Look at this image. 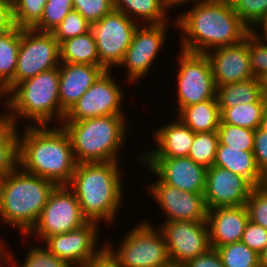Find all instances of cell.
<instances>
[{
    "mask_svg": "<svg viewBox=\"0 0 267 267\" xmlns=\"http://www.w3.org/2000/svg\"><path fill=\"white\" fill-rule=\"evenodd\" d=\"M73 8L89 23L97 22L114 9V0H73Z\"/></svg>",
    "mask_w": 267,
    "mask_h": 267,
    "instance_id": "cell-41",
    "label": "cell"
},
{
    "mask_svg": "<svg viewBox=\"0 0 267 267\" xmlns=\"http://www.w3.org/2000/svg\"><path fill=\"white\" fill-rule=\"evenodd\" d=\"M217 134L218 142L221 145L244 151L254 150L255 130L227 124L221 120Z\"/></svg>",
    "mask_w": 267,
    "mask_h": 267,
    "instance_id": "cell-34",
    "label": "cell"
},
{
    "mask_svg": "<svg viewBox=\"0 0 267 267\" xmlns=\"http://www.w3.org/2000/svg\"><path fill=\"white\" fill-rule=\"evenodd\" d=\"M177 116L195 133L217 131L221 121V112L216 97L186 106L177 113Z\"/></svg>",
    "mask_w": 267,
    "mask_h": 267,
    "instance_id": "cell-24",
    "label": "cell"
},
{
    "mask_svg": "<svg viewBox=\"0 0 267 267\" xmlns=\"http://www.w3.org/2000/svg\"><path fill=\"white\" fill-rule=\"evenodd\" d=\"M154 132L156 147L148 150L140 158H175L188 156L195 132L179 118L167 123Z\"/></svg>",
    "mask_w": 267,
    "mask_h": 267,
    "instance_id": "cell-22",
    "label": "cell"
},
{
    "mask_svg": "<svg viewBox=\"0 0 267 267\" xmlns=\"http://www.w3.org/2000/svg\"><path fill=\"white\" fill-rule=\"evenodd\" d=\"M214 166L238 174L253 187H259L263 184L264 174L257 166L253 151L235 149L218 143Z\"/></svg>",
    "mask_w": 267,
    "mask_h": 267,
    "instance_id": "cell-23",
    "label": "cell"
},
{
    "mask_svg": "<svg viewBox=\"0 0 267 267\" xmlns=\"http://www.w3.org/2000/svg\"><path fill=\"white\" fill-rule=\"evenodd\" d=\"M60 61L73 64L100 65L95 37L90 33L60 43Z\"/></svg>",
    "mask_w": 267,
    "mask_h": 267,
    "instance_id": "cell-27",
    "label": "cell"
},
{
    "mask_svg": "<svg viewBox=\"0 0 267 267\" xmlns=\"http://www.w3.org/2000/svg\"><path fill=\"white\" fill-rule=\"evenodd\" d=\"M166 1V5L168 7V9H171L172 7H178L179 5L182 6L183 4H187V3H191L193 2L192 4H197V3H200V2H205V1H208V0H165Z\"/></svg>",
    "mask_w": 267,
    "mask_h": 267,
    "instance_id": "cell-48",
    "label": "cell"
},
{
    "mask_svg": "<svg viewBox=\"0 0 267 267\" xmlns=\"http://www.w3.org/2000/svg\"><path fill=\"white\" fill-rule=\"evenodd\" d=\"M105 71L100 65L61 62L59 65L61 109L67 113Z\"/></svg>",
    "mask_w": 267,
    "mask_h": 267,
    "instance_id": "cell-20",
    "label": "cell"
},
{
    "mask_svg": "<svg viewBox=\"0 0 267 267\" xmlns=\"http://www.w3.org/2000/svg\"><path fill=\"white\" fill-rule=\"evenodd\" d=\"M259 26H261L262 29H260ZM255 27L256 28H253L251 30L253 32V34L256 35L260 40L267 42V15L258 24H256ZM257 28H259L263 32L262 33L258 32ZM256 29H257V31H256Z\"/></svg>",
    "mask_w": 267,
    "mask_h": 267,
    "instance_id": "cell-47",
    "label": "cell"
},
{
    "mask_svg": "<svg viewBox=\"0 0 267 267\" xmlns=\"http://www.w3.org/2000/svg\"><path fill=\"white\" fill-rule=\"evenodd\" d=\"M84 267H122V266L105 248L97 257L93 258Z\"/></svg>",
    "mask_w": 267,
    "mask_h": 267,
    "instance_id": "cell-46",
    "label": "cell"
},
{
    "mask_svg": "<svg viewBox=\"0 0 267 267\" xmlns=\"http://www.w3.org/2000/svg\"><path fill=\"white\" fill-rule=\"evenodd\" d=\"M114 79L112 71L106 70L65 114L63 121L125 115L122 109L125 93Z\"/></svg>",
    "mask_w": 267,
    "mask_h": 267,
    "instance_id": "cell-12",
    "label": "cell"
},
{
    "mask_svg": "<svg viewBox=\"0 0 267 267\" xmlns=\"http://www.w3.org/2000/svg\"><path fill=\"white\" fill-rule=\"evenodd\" d=\"M177 57L180 65L176 75V114L191 104L214 99L217 91L211 63L206 54L181 50Z\"/></svg>",
    "mask_w": 267,
    "mask_h": 267,
    "instance_id": "cell-9",
    "label": "cell"
},
{
    "mask_svg": "<svg viewBox=\"0 0 267 267\" xmlns=\"http://www.w3.org/2000/svg\"><path fill=\"white\" fill-rule=\"evenodd\" d=\"M253 154L261 172L267 174V121L255 130Z\"/></svg>",
    "mask_w": 267,
    "mask_h": 267,
    "instance_id": "cell-43",
    "label": "cell"
},
{
    "mask_svg": "<svg viewBox=\"0 0 267 267\" xmlns=\"http://www.w3.org/2000/svg\"><path fill=\"white\" fill-rule=\"evenodd\" d=\"M4 238L0 239V266L3 264L4 261Z\"/></svg>",
    "mask_w": 267,
    "mask_h": 267,
    "instance_id": "cell-51",
    "label": "cell"
},
{
    "mask_svg": "<svg viewBox=\"0 0 267 267\" xmlns=\"http://www.w3.org/2000/svg\"><path fill=\"white\" fill-rule=\"evenodd\" d=\"M183 267H224L216 249L210 248L194 259L187 261Z\"/></svg>",
    "mask_w": 267,
    "mask_h": 267,
    "instance_id": "cell-44",
    "label": "cell"
},
{
    "mask_svg": "<svg viewBox=\"0 0 267 267\" xmlns=\"http://www.w3.org/2000/svg\"><path fill=\"white\" fill-rule=\"evenodd\" d=\"M233 10L252 30L267 15V0H230Z\"/></svg>",
    "mask_w": 267,
    "mask_h": 267,
    "instance_id": "cell-37",
    "label": "cell"
},
{
    "mask_svg": "<svg viewBox=\"0 0 267 267\" xmlns=\"http://www.w3.org/2000/svg\"><path fill=\"white\" fill-rule=\"evenodd\" d=\"M241 241L260 255L267 247V229L249 220Z\"/></svg>",
    "mask_w": 267,
    "mask_h": 267,
    "instance_id": "cell-42",
    "label": "cell"
},
{
    "mask_svg": "<svg viewBox=\"0 0 267 267\" xmlns=\"http://www.w3.org/2000/svg\"><path fill=\"white\" fill-rule=\"evenodd\" d=\"M167 267H183V265L170 264V265L167 266Z\"/></svg>",
    "mask_w": 267,
    "mask_h": 267,
    "instance_id": "cell-53",
    "label": "cell"
},
{
    "mask_svg": "<svg viewBox=\"0 0 267 267\" xmlns=\"http://www.w3.org/2000/svg\"><path fill=\"white\" fill-rule=\"evenodd\" d=\"M127 233L116 249L111 242H105L106 249L122 267H167L171 264L164 235L151 222L142 220Z\"/></svg>",
    "mask_w": 267,
    "mask_h": 267,
    "instance_id": "cell-7",
    "label": "cell"
},
{
    "mask_svg": "<svg viewBox=\"0 0 267 267\" xmlns=\"http://www.w3.org/2000/svg\"><path fill=\"white\" fill-rule=\"evenodd\" d=\"M87 222L74 192L67 185H59L50 194L40 218L28 236L36 234V238L43 242L49 236L67 233Z\"/></svg>",
    "mask_w": 267,
    "mask_h": 267,
    "instance_id": "cell-11",
    "label": "cell"
},
{
    "mask_svg": "<svg viewBox=\"0 0 267 267\" xmlns=\"http://www.w3.org/2000/svg\"><path fill=\"white\" fill-rule=\"evenodd\" d=\"M114 9L139 23H169L168 7L165 0H114Z\"/></svg>",
    "mask_w": 267,
    "mask_h": 267,
    "instance_id": "cell-25",
    "label": "cell"
},
{
    "mask_svg": "<svg viewBox=\"0 0 267 267\" xmlns=\"http://www.w3.org/2000/svg\"><path fill=\"white\" fill-rule=\"evenodd\" d=\"M59 81L56 67L16 84L3 97L4 114L16 127L21 126L19 119L23 118L27 120L24 126L50 125L54 119L61 124L66 113L60 106Z\"/></svg>",
    "mask_w": 267,
    "mask_h": 267,
    "instance_id": "cell-4",
    "label": "cell"
},
{
    "mask_svg": "<svg viewBox=\"0 0 267 267\" xmlns=\"http://www.w3.org/2000/svg\"><path fill=\"white\" fill-rule=\"evenodd\" d=\"M90 23L76 10H71L51 32L59 43L89 32Z\"/></svg>",
    "mask_w": 267,
    "mask_h": 267,
    "instance_id": "cell-38",
    "label": "cell"
},
{
    "mask_svg": "<svg viewBox=\"0 0 267 267\" xmlns=\"http://www.w3.org/2000/svg\"><path fill=\"white\" fill-rule=\"evenodd\" d=\"M23 129L24 133L18 134V166L57 186L68 185L77 163L63 127L30 125Z\"/></svg>",
    "mask_w": 267,
    "mask_h": 267,
    "instance_id": "cell-2",
    "label": "cell"
},
{
    "mask_svg": "<svg viewBox=\"0 0 267 267\" xmlns=\"http://www.w3.org/2000/svg\"><path fill=\"white\" fill-rule=\"evenodd\" d=\"M139 159L162 183L189 193L204 194L207 169L188 156Z\"/></svg>",
    "mask_w": 267,
    "mask_h": 267,
    "instance_id": "cell-17",
    "label": "cell"
},
{
    "mask_svg": "<svg viewBox=\"0 0 267 267\" xmlns=\"http://www.w3.org/2000/svg\"><path fill=\"white\" fill-rule=\"evenodd\" d=\"M3 115V116H2ZM18 127L0 115V180L18 166Z\"/></svg>",
    "mask_w": 267,
    "mask_h": 267,
    "instance_id": "cell-29",
    "label": "cell"
},
{
    "mask_svg": "<svg viewBox=\"0 0 267 267\" xmlns=\"http://www.w3.org/2000/svg\"><path fill=\"white\" fill-rule=\"evenodd\" d=\"M97 224L88 221L75 230L47 237L42 244L45 242L46 248L53 255L72 267H84L106 248L105 243L101 247L97 245L99 242L97 235L100 230V225Z\"/></svg>",
    "mask_w": 267,
    "mask_h": 267,
    "instance_id": "cell-15",
    "label": "cell"
},
{
    "mask_svg": "<svg viewBox=\"0 0 267 267\" xmlns=\"http://www.w3.org/2000/svg\"><path fill=\"white\" fill-rule=\"evenodd\" d=\"M248 221L245 205L208 210L207 225L211 248L241 241Z\"/></svg>",
    "mask_w": 267,
    "mask_h": 267,
    "instance_id": "cell-21",
    "label": "cell"
},
{
    "mask_svg": "<svg viewBox=\"0 0 267 267\" xmlns=\"http://www.w3.org/2000/svg\"><path fill=\"white\" fill-rule=\"evenodd\" d=\"M47 0H13L16 27L33 29L42 19Z\"/></svg>",
    "mask_w": 267,
    "mask_h": 267,
    "instance_id": "cell-35",
    "label": "cell"
},
{
    "mask_svg": "<svg viewBox=\"0 0 267 267\" xmlns=\"http://www.w3.org/2000/svg\"><path fill=\"white\" fill-rule=\"evenodd\" d=\"M216 98L220 112L241 103H267L260 95L257 78L217 86Z\"/></svg>",
    "mask_w": 267,
    "mask_h": 267,
    "instance_id": "cell-26",
    "label": "cell"
},
{
    "mask_svg": "<svg viewBox=\"0 0 267 267\" xmlns=\"http://www.w3.org/2000/svg\"><path fill=\"white\" fill-rule=\"evenodd\" d=\"M57 185L17 166L0 180V218L27 235L36 225L48 198Z\"/></svg>",
    "mask_w": 267,
    "mask_h": 267,
    "instance_id": "cell-5",
    "label": "cell"
},
{
    "mask_svg": "<svg viewBox=\"0 0 267 267\" xmlns=\"http://www.w3.org/2000/svg\"><path fill=\"white\" fill-rule=\"evenodd\" d=\"M60 43L51 32L22 29L14 80L1 93L4 97L16 84L59 67Z\"/></svg>",
    "mask_w": 267,
    "mask_h": 267,
    "instance_id": "cell-8",
    "label": "cell"
},
{
    "mask_svg": "<svg viewBox=\"0 0 267 267\" xmlns=\"http://www.w3.org/2000/svg\"><path fill=\"white\" fill-rule=\"evenodd\" d=\"M169 24H144L145 26L140 24L137 26L131 44L118 67V69L126 68L124 70L129 83H137L148 74L153 62L155 63L159 56L160 50L163 49Z\"/></svg>",
    "mask_w": 267,
    "mask_h": 267,
    "instance_id": "cell-13",
    "label": "cell"
},
{
    "mask_svg": "<svg viewBox=\"0 0 267 267\" xmlns=\"http://www.w3.org/2000/svg\"><path fill=\"white\" fill-rule=\"evenodd\" d=\"M218 143L217 131L195 133L188 157L208 169L214 165Z\"/></svg>",
    "mask_w": 267,
    "mask_h": 267,
    "instance_id": "cell-33",
    "label": "cell"
},
{
    "mask_svg": "<svg viewBox=\"0 0 267 267\" xmlns=\"http://www.w3.org/2000/svg\"><path fill=\"white\" fill-rule=\"evenodd\" d=\"M0 100L2 101V102L0 101V104L3 103V96L1 94V92H0Z\"/></svg>",
    "mask_w": 267,
    "mask_h": 267,
    "instance_id": "cell-54",
    "label": "cell"
},
{
    "mask_svg": "<svg viewBox=\"0 0 267 267\" xmlns=\"http://www.w3.org/2000/svg\"><path fill=\"white\" fill-rule=\"evenodd\" d=\"M22 28L0 34V92L14 80Z\"/></svg>",
    "mask_w": 267,
    "mask_h": 267,
    "instance_id": "cell-28",
    "label": "cell"
},
{
    "mask_svg": "<svg viewBox=\"0 0 267 267\" xmlns=\"http://www.w3.org/2000/svg\"><path fill=\"white\" fill-rule=\"evenodd\" d=\"M260 258V267H267V247L259 255Z\"/></svg>",
    "mask_w": 267,
    "mask_h": 267,
    "instance_id": "cell-50",
    "label": "cell"
},
{
    "mask_svg": "<svg viewBox=\"0 0 267 267\" xmlns=\"http://www.w3.org/2000/svg\"><path fill=\"white\" fill-rule=\"evenodd\" d=\"M253 186L227 169L212 166L206 170L205 203L208 208L245 205Z\"/></svg>",
    "mask_w": 267,
    "mask_h": 267,
    "instance_id": "cell-18",
    "label": "cell"
},
{
    "mask_svg": "<svg viewBox=\"0 0 267 267\" xmlns=\"http://www.w3.org/2000/svg\"><path fill=\"white\" fill-rule=\"evenodd\" d=\"M73 9V0H47L42 19L33 29L39 32H52Z\"/></svg>",
    "mask_w": 267,
    "mask_h": 267,
    "instance_id": "cell-36",
    "label": "cell"
},
{
    "mask_svg": "<svg viewBox=\"0 0 267 267\" xmlns=\"http://www.w3.org/2000/svg\"><path fill=\"white\" fill-rule=\"evenodd\" d=\"M262 186L267 190V174H264V179H263Z\"/></svg>",
    "mask_w": 267,
    "mask_h": 267,
    "instance_id": "cell-52",
    "label": "cell"
},
{
    "mask_svg": "<svg viewBox=\"0 0 267 267\" xmlns=\"http://www.w3.org/2000/svg\"><path fill=\"white\" fill-rule=\"evenodd\" d=\"M224 267H260V258L242 241L215 248Z\"/></svg>",
    "mask_w": 267,
    "mask_h": 267,
    "instance_id": "cell-32",
    "label": "cell"
},
{
    "mask_svg": "<svg viewBox=\"0 0 267 267\" xmlns=\"http://www.w3.org/2000/svg\"><path fill=\"white\" fill-rule=\"evenodd\" d=\"M7 242L4 240V261L5 265H11L12 267H72L66 261L61 260L57 256L53 255L46 247L34 245L27 249L26 259L22 264L14 262L16 258L12 251L6 248ZM8 251H7V250Z\"/></svg>",
    "mask_w": 267,
    "mask_h": 267,
    "instance_id": "cell-31",
    "label": "cell"
},
{
    "mask_svg": "<svg viewBox=\"0 0 267 267\" xmlns=\"http://www.w3.org/2000/svg\"><path fill=\"white\" fill-rule=\"evenodd\" d=\"M248 53L254 78L267 73V42L260 40L252 31L248 33Z\"/></svg>",
    "mask_w": 267,
    "mask_h": 267,
    "instance_id": "cell-40",
    "label": "cell"
},
{
    "mask_svg": "<svg viewBox=\"0 0 267 267\" xmlns=\"http://www.w3.org/2000/svg\"><path fill=\"white\" fill-rule=\"evenodd\" d=\"M120 162L78 163L67 185L77 197L82 214L98 224H113L123 203ZM111 223V224H110Z\"/></svg>",
    "mask_w": 267,
    "mask_h": 267,
    "instance_id": "cell-3",
    "label": "cell"
},
{
    "mask_svg": "<svg viewBox=\"0 0 267 267\" xmlns=\"http://www.w3.org/2000/svg\"><path fill=\"white\" fill-rule=\"evenodd\" d=\"M125 115L101 116L81 121H62L76 163L118 161L126 140Z\"/></svg>",
    "mask_w": 267,
    "mask_h": 267,
    "instance_id": "cell-6",
    "label": "cell"
},
{
    "mask_svg": "<svg viewBox=\"0 0 267 267\" xmlns=\"http://www.w3.org/2000/svg\"><path fill=\"white\" fill-rule=\"evenodd\" d=\"M259 79L260 95L267 102V73H264Z\"/></svg>",
    "mask_w": 267,
    "mask_h": 267,
    "instance_id": "cell-49",
    "label": "cell"
},
{
    "mask_svg": "<svg viewBox=\"0 0 267 267\" xmlns=\"http://www.w3.org/2000/svg\"><path fill=\"white\" fill-rule=\"evenodd\" d=\"M245 207L249 220L267 229V190L262 185L253 187Z\"/></svg>",
    "mask_w": 267,
    "mask_h": 267,
    "instance_id": "cell-39",
    "label": "cell"
},
{
    "mask_svg": "<svg viewBox=\"0 0 267 267\" xmlns=\"http://www.w3.org/2000/svg\"><path fill=\"white\" fill-rule=\"evenodd\" d=\"M147 192L158 203L165 221H207L208 208L204 194L189 193L162 183L158 178L149 184Z\"/></svg>",
    "mask_w": 267,
    "mask_h": 267,
    "instance_id": "cell-16",
    "label": "cell"
},
{
    "mask_svg": "<svg viewBox=\"0 0 267 267\" xmlns=\"http://www.w3.org/2000/svg\"><path fill=\"white\" fill-rule=\"evenodd\" d=\"M15 28L13 0H0V34Z\"/></svg>",
    "mask_w": 267,
    "mask_h": 267,
    "instance_id": "cell-45",
    "label": "cell"
},
{
    "mask_svg": "<svg viewBox=\"0 0 267 267\" xmlns=\"http://www.w3.org/2000/svg\"><path fill=\"white\" fill-rule=\"evenodd\" d=\"M133 19L113 9L101 20L90 23L89 32L95 37L100 66L111 71L119 67L137 26Z\"/></svg>",
    "mask_w": 267,
    "mask_h": 267,
    "instance_id": "cell-10",
    "label": "cell"
},
{
    "mask_svg": "<svg viewBox=\"0 0 267 267\" xmlns=\"http://www.w3.org/2000/svg\"><path fill=\"white\" fill-rule=\"evenodd\" d=\"M179 28L180 50L203 53L242 42L251 31L233 10L230 0H208L189 6L174 18Z\"/></svg>",
    "mask_w": 267,
    "mask_h": 267,
    "instance_id": "cell-1",
    "label": "cell"
},
{
    "mask_svg": "<svg viewBox=\"0 0 267 267\" xmlns=\"http://www.w3.org/2000/svg\"><path fill=\"white\" fill-rule=\"evenodd\" d=\"M206 55L211 63L216 87L254 78L248 53V34L242 42L214 48Z\"/></svg>",
    "mask_w": 267,
    "mask_h": 267,
    "instance_id": "cell-19",
    "label": "cell"
},
{
    "mask_svg": "<svg viewBox=\"0 0 267 267\" xmlns=\"http://www.w3.org/2000/svg\"><path fill=\"white\" fill-rule=\"evenodd\" d=\"M160 224L158 228L164 235L171 264L183 265L211 248L207 221Z\"/></svg>",
    "mask_w": 267,
    "mask_h": 267,
    "instance_id": "cell-14",
    "label": "cell"
},
{
    "mask_svg": "<svg viewBox=\"0 0 267 267\" xmlns=\"http://www.w3.org/2000/svg\"><path fill=\"white\" fill-rule=\"evenodd\" d=\"M224 123L256 130L267 121V103H241L221 112Z\"/></svg>",
    "mask_w": 267,
    "mask_h": 267,
    "instance_id": "cell-30",
    "label": "cell"
}]
</instances>
